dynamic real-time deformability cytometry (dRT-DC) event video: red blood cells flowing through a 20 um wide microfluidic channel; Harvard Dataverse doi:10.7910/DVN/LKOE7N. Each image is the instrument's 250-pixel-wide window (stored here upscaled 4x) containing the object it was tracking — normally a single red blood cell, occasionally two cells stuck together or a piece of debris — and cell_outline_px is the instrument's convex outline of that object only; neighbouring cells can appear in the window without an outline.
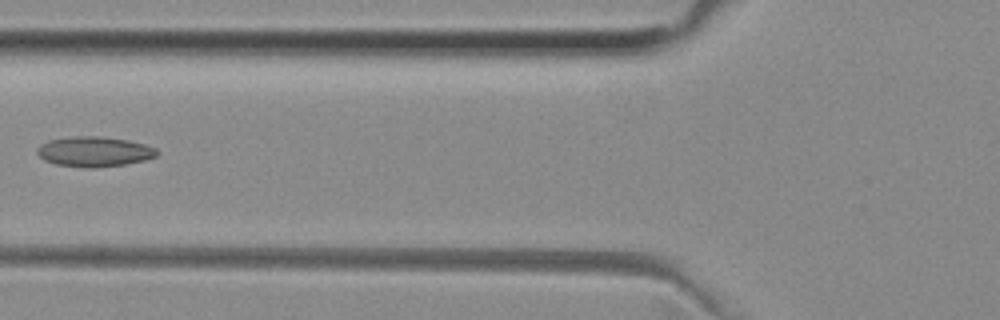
{"species": "common noctule bat (a hibernating species)", "species_latin": "Nyctalus noctula", "temperature_condition": "room temperature", "stored_images_in_passage": 6, "camera_frame_rate_fps": 3000, "um_per_image_px": 0.085, "animal": {"sex": "female", "body_mass_g": 29.2, "forearm_length_mm": 56.3}, "frame": {"image": 1, "passage_image": 5, "time_ms": 1.333, "image_size_px": [1000, 320], "cell_outline_px": [[160, 152], [156, 156], [144, 160], [124, 164], [96, 168], [84, 168], [56, 164], [44, 160], [36, 152], [36, 148], [40, 144], [48, 140], [72, 136], [100, 136], [128, 140], [144, 144], [156, 148]], "centroid_in_image_um": [7.99, 12.88], "position_along_channel_um": 117.8, "area_um2": 21.15}}
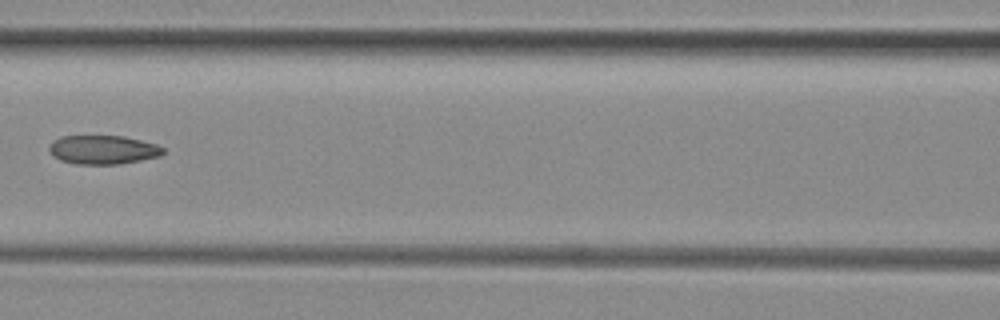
{"frame": {"image": 2, "passage_image": 6, "time_ms": 1.667, "image_size_px": [1000, 320], "cell_outline_px": [[164, 152], [160, 156], [120, 164], [76, 164], [60, 160], [52, 156], [48, 148], [60, 136], [124, 136], [156, 144], [164, 148]], "centroid_in_image_um": [8.76, 12.73], "position_along_channel_um": 157.8, "area_um2": 19.07}}